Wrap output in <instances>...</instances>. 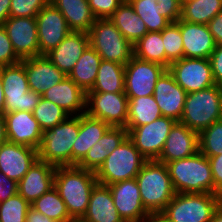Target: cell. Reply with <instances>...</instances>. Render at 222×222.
I'll list each match as a JSON object with an SVG mask.
<instances>
[{
    "mask_svg": "<svg viewBox=\"0 0 222 222\" xmlns=\"http://www.w3.org/2000/svg\"><path fill=\"white\" fill-rule=\"evenodd\" d=\"M97 183L96 175L92 171L76 165L56 167L54 187L74 221H79L84 216L91 192Z\"/></svg>",
    "mask_w": 222,
    "mask_h": 222,
    "instance_id": "1",
    "label": "cell"
},
{
    "mask_svg": "<svg viewBox=\"0 0 222 222\" xmlns=\"http://www.w3.org/2000/svg\"><path fill=\"white\" fill-rule=\"evenodd\" d=\"M140 196L146 211L161 214L176 194L167 165L147 160L136 176Z\"/></svg>",
    "mask_w": 222,
    "mask_h": 222,
    "instance_id": "2",
    "label": "cell"
},
{
    "mask_svg": "<svg viewBox=\"0 0 222 222\" xmlns=\"http://www.w3.org/2000/svg\"><path fill=\"white\" fill-rule=\"evenodd\" d=\"M176 193H212L214 181L208 157L201 152L166 163Z\"/></svg>",
    "mask_w": 222,
    "mask_h": 222,
    "instance_id": "3",
    "label": "cell"
},
{
    "mask_svg": "<svg viewBox=\"0 0 222 222\" xmlns=\"http://www.w3.org/2000/svg\"><path fill=\"white\" fill-rule=\"evenodd\" d=\"M79 133V115H70L42 133L38 159L48 164L72 166V147Z\"/></svg>",
    "mask_w": 222,
    "mask_h": 222,
    "instance_id": "4",
    "label": "cell"
},
{
    "mask_svg": "<svg viewBox=\"0 0 222 222\" xmlns=\"http://www.w3.org/2000/svg\"><path fill=\"white\" fill-rule=\"evenodd\" d=\"M222 119V86L214 85L186 95L180 123L201 133Z\"/></svg>",
    "mask_w": 222,
    "mask_h": 222,
    "instance_id": "5",
    "label": "cell"
},
{
    "mask_svg": "<svg viewBox=\"0 0 222 222\" xmlns=\"http://www.w3.org/2000/svg\"><path fill=\"white\" fill-rule=\"evenodd\" d=\"M222 197L212 193H176L161 213L172 222H211Z\"/></svg>",
    "mask_w": 222,
    "mask_h": 222,
    "instance_id": "6",
    "label": "cell"
},
{
    "mask_svg": "<svg viewBox=\"0 0 222 222\" xmlns=\"http://www.w3.org/2000/svg\"><path fill=\"white\" fill-rule=\"evenodd\" d=\"M88 36L89 45L102 60L126 65L134 56V45L122 35L110 18L96 19Z\"/></svg>",
    "mask_w": 222,
    "mask_h": 222,
    "instance_id": "7",
    "label": "cell"
},
{
    "mask_svg": "<svg viewBox=\"0 0 222 222\" xmlns=\"http://www.w3.org/2000/svg\"><path fill=\"white\" fill-rule=\"evenodd\" d=\"M147 159L127 137L110 155L95 173L97 182L110 185L136 178Z\"/></svg>",
    "mask_w": 222,
    "mask_h": 222,
    "instance_id": "8",
    "label": "cell"
},
{
    "mask_svg": "<svg viewBox=\"0 0 222 222\" xmlns=\"http://www.w3.org/2000/svg\"><path fill=\"white\" fill-rule=\"evenodd\" d=\"M5 96V113L33 112L41 95L29 89L24 59L13 65L0 67Z\"/></svg>",
    "mask_w": 222,
    "mask_h": 222,
    "instance_id": "9",
    "label": "cell"
},
{
    "mask_svg": "<svg viewBox=\"0 0 222 222\" xmlns=\"http://www.w3.org/2000/svg\"><path fill=\"white\" fill-rule=\"evenodd\" d=\"M86 113L110 127H126L128 97L125 92H87Z\"/></svg>",
    "mask_w": 222,
    "mask_h": 222,
    "instance_id": "10",
    "label": "cell"
},
{
    "mask_svg": "<svg viewBox=\"0 0 222 222\" xmlns=\"http://www.w3.org/2000/svg\"><path fill=\"white\" fill-rule=\"evenodd\" d=\"M167 69L187 94L216 85L210 59L183 57Z\"/></svg>",
    "mask_w": 222,
    "mask_h": 222,
    "instance_id": "11",
    "label": "cell"
},
{
    "mask_svg": "<svg viewBox=\"0 0 222 222\" xmlns=\"http://www.w3.org/2000/svg\"><path fill=\"white\" fill-rule=\"evenodd\" d=\"M175 123L174 119L161 116L149 124L130 129L128 138L147 160H157Z\"/></svg>",
    "mask_w": 222,
    "mask_h": 222,
    "instance_id": "12",
    "label": "cell"
},
{
    "mask_svg": "<svg viewBox=\"0 0 222 222\" xmlns=\"http://www.w3.org/2000/svg\"><path fill=\"white\" fill-rule=\"evenodd\" d=\"M166 69L161 64L143 61L133 56L125 65L124 92L126 96L153 95L157 80Z\"/></svg>",
    "mask_w": 222,
    "mask_h": 222,
    "instance_id": "13",
    "label": "cell"
},
{
    "mask_svg": "<svg viewBox=\"0 0 222 222\" xmlns=\"http://www.w3.org/2000/svg\"><path fill=\"white\" fill-rule=\"evenodd\" d=\"M148 32H160L181 17V0H127Z\"/></svg>",
    "mask_w": 222,
    "mask_h": 222,
    "instance_id": "14",
    "label": "cell"
},
{
    "mask_svg": "<svg viewBox=\"0 0 222 222\" xmlns=\"http://www.w3.org/2000/svg\"><path fill=\"white\" fill-rule=\"evenodd\" d=\"M108 186L114 205L124 222H148L150 220L151 215L143 206L136 178Z\"/></svg>",
    "mask_w": 222,
    "mask_h": 222,
    "instance_id": "15",
    "label": "cell"
},
{
    "mask_svg": "<svg viewBox=\"0 0 222 222\" xmlns=\"http://www.w3.org/2000/svg\"><path fill=\"white\" fill-rule=\"evenodd\" d=\"M16 55L21 59L40 56L35 17H8L2 25Z\"/></svg>",
    "mask_w": 222,
    "mask_h": 222,
    "instance_id": "16",
    "label": "cell"
},
{
    "mask_svg": "<svg viewBox=\"0 0 222 222\" xmlns=\"http://www.w3.org/2000/svg\"><path fill=\"white\" fill-rule=\"evenodd\" d=\"M35 18L40 55H46L56 48L71 32L65 17L51 2Z\"/></svg>",
    "mask_w": 222,
    "mask_h": 222,
    "instance_id": "17",
    "label": "cell"
},
{
    "mask_svg": "<svg viewBox=\"0 0 222 222\" xmlns=\"http://www.w3.org/2000/svg\"><path fill=\"white\" fill-rule=\"evenodd\" d=\"M6 134L9 142L38 149L42 133L38 121L32 112L14 111L4 113Z\"/></svg>",
    "mask_w": 222,
    "mask_h": 222,
    "instance_id": "18",
    "label": "cell"
},
{
    "mask_svg": "<svg viewBox=\"0 0 222 222\" xmlns=\"http://www.w3.org/2000/svg\"><path fill=\"white\" fill-rule=\"evenodd\" d=\"M187 92L176 83L172 74L166 69L157 80L154 98L162 116L179 122L183 113Z\"/></svg>",
    "mask_w": 222,
    "mask_h": 222,
    "instance_id": "19",
    "label": "cell"
},
{
    "mask_svg": "<svg viewBox=\"0 0 222 222\" xmlns=\"http://www.w3.org/2000/svg\"><path fill=\"white\" fill-rule=\"evenodd\" d=\"M38 160L37 149L6 141L0 145V171L19 182Z\"/></svg>",
    "mask_w": 222,
    "mask_h": 222,
    "instance_id": "20",
    "label": "cell"
},
{
    "mask_svg": "<svg viewBox=\"0 0 222 222\" xmlns=\"http://www.w3.org/2000/svg\"><path fill=\"white\" fill-rule=\"evenodd\" d=\"M199 134L180 122L171 128L157 161L164 164L187 158L199 151Z\"/></svg>",
    "mask_w": 222,
    "mask_h": 222,
    "instance_id": "21",
    "label": "cell"
},
{
    "mask_svg": "<svg viewBox=\"0 0 222 222\" xmlns=\"http://www.w3.org/2000/svg\"><path fill=\"white\" fill-rule=\"evenodd\" d=\"M24 67L29 89L40 95L67 77L46 55L24 59Z\"/></svg>",
    "mask_w": 222,
    "mask_h": 222,
    "instance_id": "22",
    "label": "cell"
},
{
    "mask_svg": "<svg viewBox=\"0 0 222 222\" xmlns=\"http://www.w3.org/2000/svg\"><path fill=\"white\" fill-rule=\"evenodd\" d=\"M56 166L37 160L18 182L17 190L30 204L54 187Z\"/></svg>",
    "mask_w": 222,
    "mask_h": 222,
    "instance_id": "23",
    "label": "cell"
},
{
    "mask_svg": "<svg viewBox=\"0 0 222 222\" xmlns=\"http://www.w3.org/2000/svg\"><path fill=\"white\" fill-rule=\"evenodd\" d=\"M183 38V57L209 59L216 44L208 25L180 20Z\"/></svg>",
    "mask_w": 222,
    "mask_h": 222,
    "instance_id": "24",
    "label": "cell"
},
{
    "mask_svg": "<svg viewBox=\"0 0 222 222\" xmlns=\"http://www.w3.org/2000/svg\"><path fill=\"white\" fill-rule=\"evenodd\" d=\"M88 46V33L71 31L64 40L56 48L47 53L46 56L68 76Z\"/></svg>",
    "mask_w": 222,
    "mask_h": 222,
    "instance_id": "25",
    "label": "cell"
},
{
    "mask_svg": "<svg viewBox=\"0 0 222 222\" xmlns=\"http://www.w3.org/2000/svg\"><path fill=\"white\" fill-rule=\"evenodd\" d=\"M41 96L63 108L69 115L86 113V92L68 76Z\"/></svg>",
    "mask_w": 222,
    "mask_h": 222,
    "instance_id": "26",
    "label": "cell"
},
{
    "mask_svg": "<svg viewBox=\"0 0 222 222\" xmlns=\"http://www.w3.org/2000/svg\"><path fill=\"white\" fill-rule=\"evenodd\" d=\"M127 137L128 130L126 128L110 127L76 166L96 173L107 156Z\"/></svg>",
    "mask_w": 222,
    "mask_h": 222,
    "instance_id": "27",
    "label": "cell"
},
{
    "mask_svg": "<svg viewBox=\"0 0 222 222\" xmlns=\"http://www.w3.org/2000/svg\"><path fill=\"white\" fill-rule=\"evenodd\" d=\"M81 222H124L114 205L108 185L97 183L90 195L89 204Z\"/></svg>",
    "mask_w": 222,
    "mask_h": 222,
    "instance_id": "28",
    "label": "cell"
},
{
    "mask_svg": "<svg viewBox=\"0 0 222 222\" xmlns=\"http://www.w3.org/2000/svg\"><path fill=\"white\" fill-rule=\"evenodd\" d=\"M110 128L104 121L87 113L79 115V133L72 147V166L77 165L89 149Z\"/></svg>",
    "mask_w": 222,
    "mask_h": 222,
    "instance_id": "29",
    "label": "cell"
},
{
    "mask_svg": "<svg viewBox=\"0 0 222 222\" xmlns=\"http://www.w3.org/2000/svg\"><path fill=\"white\" fill-rule=\"evenodd\" d=\"M65 17L71 31L88 33L96 18L88 0H50Z\"/></svg>",
    "mask_w": 222,
    "mask_h": 222,
    "instance_id": "30",
    "label": "cell"
},
{
    "mask_svg": "<svg viewBox=\"0 0 222 222\" xmlns=\"http://www.w3.org/2000/svg\"><path fill=\"white\" fill-rule=\"evenodd\" d=\"M110 20L133 45L148 33L144 21L136 14L127 0H124L115 10Z\"/></svg>",
    "mask_w": 222,
    "mask_h": 222,
    "instance_id": "31",
    "label": "cell"
},
{
    "mask_svg": "<svg viewBox=\"0 0 222 222\" xmlns=\"http://www.w3.org/2000/svg\"><path fill=\"white\" fill-rule=\"evenodd\" d=\"M101 61L102 58L89 45L77 60L68 77L87 93L94 86Z\"/></svg>",
    "mask_w": 222,
    "mask_h": 222,
    "instance_id": "32",
    "label": "cell"
},
{
    "mask_svg": "<svg viewBox=\"0 0 222 222\" xmlns=\"http://www.w3.org/2000/svg\"><path fill=\"white\" fill-rule=\"evenodd\" d=\"M162 116L153 95L128 97V118L126 129L149 124Z\"/></svg>",
    "mask_w": 222,
    "mask_h": 222,
    "instance_id": "33",
    "label": "cell"
},
{
    "mask_svg": "<svg viewBox=\"0 0 222 222\" xmlns=\"http://www.w3.org/2000/svg\"><path fill=\"white\" fill-rule=\"evenodd\" d=\"M125 65L102 60L94 86L88 92H124Z\"/></svg>",
    "mask_w": 222,
    "mask_h": 222,
    "instance_id": "34",
    "label": "cell"
},
{
    "mask_svg": "<svg viewBox=\"0 0 222 222\" xmlns=\"http://www.w3.org/2000/svg\"><path fill=\"white\" fill-rule=\"evenodd\" d=\"M180 20L207 25L222 11V0H194L181 2Z\"/></svg>",
    "mask_w": 222,
    "mask_h": 222,
    "instance_id": "35",
    "label": "cell"
},
{
    "mask_svg": "<svg viewBox=\"0 0 222 222\" xmlns=\"http://www.w3.org/2000/svg\"><path fill=\"white\" fill-rule=\"evenodd\" d=\"M134 56L140 60L155 62L166 67V53L161 31L148 32L136 42Z\"/></svg>",
    "mask_w": 222,
    "mask_h": 222,
    "instance_id": "36",
    "label": "cell"
},
{
    "mask_svg": "<svg viewBox=\"0 0 222 222\" xmlns=\"http://www.w3.org/2000/svg\"><path fill=\"white\" fill-rule=\"evenodd\" d=\"M31 207L56 222H75L69 215L65 202L55 187L31 203Z\"/></svg>",
    "mask_w": 222,
    "mask_h": 222,
    "instance_id": "37",
    "label": "cell"
},
{
    "mask_svg": "<svg viewBox=\"0 0 222 222\" xmlns=\"http://www.w3.org/2000/svg\"><path fill=\"white\" fill-rule=\"evenodd\" d=\"M32 113L42 131L53 128L70 116L63 108L42 96Z\"/></svg>",
    "mask_w": 222,
    "mask_h": 222,
    "instance_id": "38",
    "label": "cell"
},
{
    "mask_svg": "<svg viewBox=\"0 0 222 222\" xmlns=\"http://www.w3.org/2000/svg\"><path fill=\"white\" fill-rule=\"evenodd\" d=\"M161 33L166 53V68H168L172 62L183 58V38L180 31V19L175 23H170Z\"/></svg>",
    "mask_w": 222,
    "mask_h": 222,
    "instance_id": "39",
    "label": "cell"
},
{
    "mask_svg": "<svg viewBox=\"0 0 222 222\" xmlns=\"http://www.w3.org/2000/svg\"><path fill=\"white\" fill-rule=\"evenodd\" d=\"M199 152L206 157L222 154V119L199 133Z\"/></svg>",
    "mask_w": 222,
    "mask_h": 222,
    "instance_id": "40",
    "label": "cell"
},
{
    "mask_svg": "<svg viewBox=\"0 0 222 222\" xmlns=\"http://www.w3.org/2000/svg\"><path fill=\"white\" fill-rule=\"evenodd\" d=\"M31 204L18 193L0 203V222H26Z\"/></svg>",
    "mask_w": 222,
    "mask_h": 222,
    "instance_id": "41",
    "label": "cell"
},
{
    "mask_svg": "<svg viewBox=\"0 0 222 222\" xmlns=\"http://www.w3.org/2000/svg\"><path fill=\"white\" fill-rule=\"evenodd\" d=\"M50 0H11L10 17H36Z\"/></svg>",
    "mask_w": 222,
    "mask_h": 222,
    "instance_id": "42",
    "label": "cell"
},
{
    "mask_svg": "<svg viewBox=\"0 0 222 222\" xmlns=\"http://www.w3.org/2000/svg\"><path fill=\"white\" fill-rule=\"evenodd\" d=\"M21 61L13 49L6 30L0 25V67L17 64Z\"/></svg>",
    "mask_w": 222,
    "mask_h": 222,
    "instance_id": "43",
    "label": "cell"
},
{
    "mask_svg": "<svg viewBox=\"0 0 222 222\" xmlns=\"http://www.w3.org/2000/svg\"><path fill=\"white\" fill-rule=\"evenodd\" d=\"M124 0H88L96 19L110 18Z\"/></svg>",
    "mask_w": 222,
    "mask_h": 222,
    "instance_id": "44",
    "label": "cell"
},
{
    "mask_svg": "<svg viewBox=\"0 0 222 222\" xmlns=\"http://www.w3.org/2000/svg\"><path fill=\"white\" fill-rule=\"evenodd\" d=\"M214 181V194L222 197V154L208 157Z\"/></svg>",
    "mask_w": 222,
    "mask_h": 222,
    "instance_id": "45",
    "label": "cell"
},
{
    "mask_svg": "<svg viewBox=\"0 0 222 222\" xmlns=\"http://www.w3.org/2000/svg\"><path fill=\"white\" fill-rule=\"evenodd\" d=\"M209 59L214 81L216 85L222 86V44L216 45Z\"/></svg>",
    "mask_w": 222,
    "mask_h": 222,
    "instance_id": "46",
    "label": "cell"
},
{
    "mask_svg": "<svg viewBox=\"0 0 222 222\" xmlns=\"http://www.w3.org/2000/svg\"><path fill=\"white\" fill-rule=\"evenodd\" d=\"M18 182L8 178L0 171V203L6 201L18 193Z\"/></svg>",
    "mask_w": 222,
    "mask_h": 222,
    "instance_id": "47",
    "label": "cell"
},
{
    "mask_svg": "<svg viewBox=\"0 0 222 222\" xmlns=\"http://www.w3.org/2000/svg\"><path fill=\"white\" fill-rule=\"evenodd\" d=\"M207 25L213 36L215 44H222V11L218 13Z\"/></svg>",
    "mask_w": 222,
    "mask_h": 222,
    "instance_id": "48",
    "label": "cell"
},
{
    "mask_svg": "<svg viewBox=\"0 0 222 222\" xmlns=\"http://www.w3.org/2000/svg\"><path fill=\"white\" fill-rule=\"evenodd\" d=\"M26 222H56V221L51 218H48L46 215L30 207L27 213Z\"/></svg>",
    "mask_w": 222,
    "mask_h": 222,
    "instance_id": "49",
    "label": "cell"
},
{
    "mask_svg": "<svg viewBox=\"0 0 222 222\" xmlns=\"http://www.w3.org/2000/svg\"><path fill=\"white\" fill-rule=\"evenodd\" d=\"M11 0H0V25L10 16Z\"/></svg>",
    "mask_w": 222,
    "mask_h": 222,
    "instance_id": "50",
    "label": "cell"
},
{
    "mask_svg": "<svg viewBox=\"0 0 222 222\" xmlns=\"http://www.w3.org/2000/svg\"><path fill=\"white\" fill-rule=\"evenodd\" d=\"M8 141L4 113H0V145Z\"/></svg>",
    "mask_w": 222,
    "mask_h": 222,
    "instance_id": "51",
    "label": "cell"
},
{
    "mask_svg": "<svg viewBox=\"0 0 222 222\" xmlns=\"http://www.w3.org/2000/svg\"><path fill=\"white\" fill-rule=\"evenodd\" d=\"M0 113H5V96H4L1 73H0Z\"/></svg>",
    "mask_w": 222,
    "mask_h": 222,
    "instance_id": "52",
    "label": "cell"
},
{
    "mask_svg": "<svg viewBox=\"0 0 222 222\" xmlns=\"http://www.w3.org/2000/svg\"><path fill=\"white\" fill-rule=\"evenodd\" d=\"M148 222H172L166 219L162 214H154Z\"/></svg>",
    "mask_w": 222,
    "mask_h": 222,
    "instance_id": "53",
    "label": "cell"
},
{
    "mask_svg": "<svg viewBox=\"0 0 222 222\" xmlns=\"http://www.w3.org/2000/svg\"><path fill=\"white\" fill-rule=\"evenodd\" d=\"M211 222H222V204L215 211Z\"/></svg>",
    "mask_w": 222,
    "mask_h": 222,
    "instance_id": "54",
    "label": "cell"
},
{
    "mask_svg": "<svg viewBox=\"0 0 222 222\" xmlns=\"http://www.w3.org/2000/svg\"><path fill=\"white\" fill-rule=\"evenodd\" d=\"M189 1H194V0H181V2H189Z\"/></svg>",
    "mask_w": 222,
    "mask_h": 222,
    "instance_id": "55",
    "label": "cell"
}]
</instances>
